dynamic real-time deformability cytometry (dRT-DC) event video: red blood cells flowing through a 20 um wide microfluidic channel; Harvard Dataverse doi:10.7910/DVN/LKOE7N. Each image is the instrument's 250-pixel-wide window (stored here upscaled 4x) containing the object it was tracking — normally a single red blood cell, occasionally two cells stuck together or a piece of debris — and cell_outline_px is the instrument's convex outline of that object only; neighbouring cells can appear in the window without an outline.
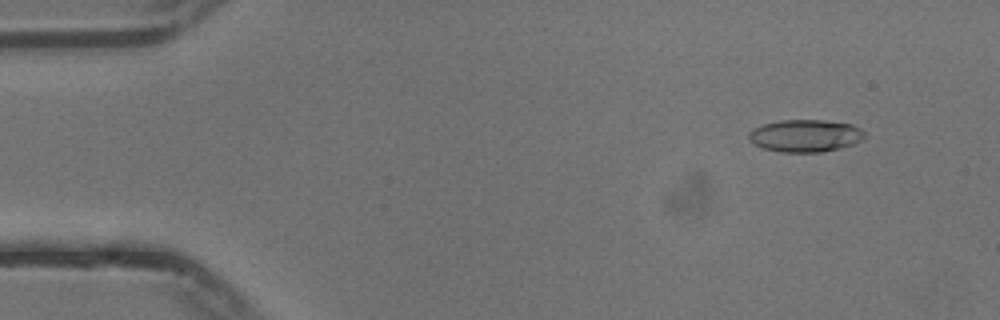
{"species": "common noctule bat (a hibernating species)", "species_latin": "Nyctalus noctula", "temperature_condition": "cold", "stored_images_in_passage": 54, "camera_frame_rate_fps": 3000, "um_per_image_px": 0.085, "animal": {"sex": "male", "body_mass_g": 13.3}, "frame": {"image": 1, "passage_image": 5, "time_ms": 1.333, "image_size_px": [1000, 320], "cell_outline_px": [[864, 136], [852, 144], [840, 148], [820, 152], [780, 152], [764, 148], [748, 140], [748, 132], [752, 128], [764, 124], [780, 120], [820, 120], [852, 124], [864, 132]], "centroid_in_image_um": [68.39, 11.53], "position_along_channel_um": 16.6, "area_um2": 21.62}}
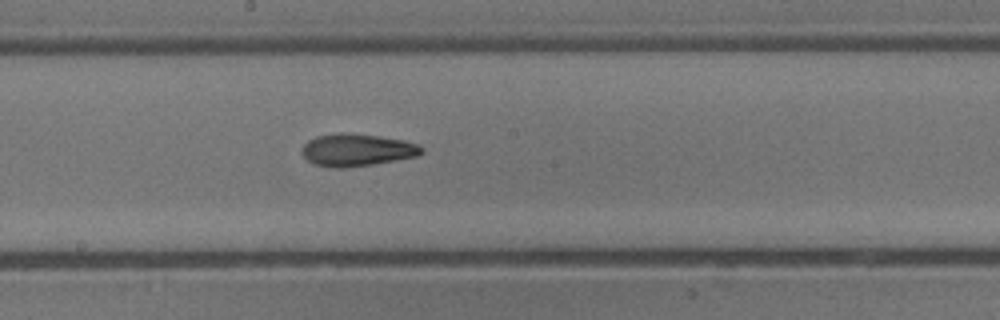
{"frame": {"image": 2, "passage_image": 29, "time_ms": 9.333, "image_size_px": [1000, 320], "cell_outline_px": [[424, 152], [416, 156], [372, 164], [344, 168], [336, 168], [312, 164], [304, 156], [304, 144], [308, 140], [316, 136], [336, 132], [340, 132], [380, 136], [404, 140], [420, 144], [424, 148]], "centroid_in_image_um": [30.36, 12.73], "position_along_channel_um": 217.8, "area_um2": 22.54}}
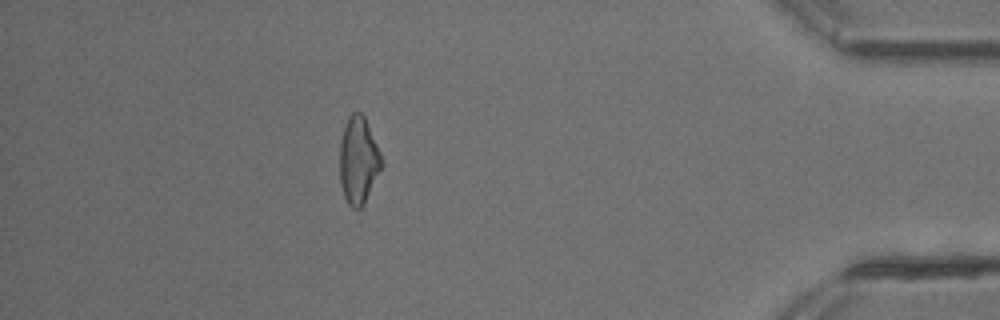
{"frame": {"image": 3, "passage_image": 48, "time_ms": 15.667, "image_size_px": [1000, 320], "cell_outline_px": [[384, 164], [364, 204], [360, 208], [352, 208], [348, 204], [344, 196], [340, 184], [340, 144], [344, 128], [348, 116], [352, 112], [360, 112], [364, 116], [384, 160]], "centroid_in_image_um": [30.48, 13.65], "position_along_channel_um": 404.7, "area_um2": 21.33}, "authors_computed_cell_mechanics": {"area_um2": 21.5016, "velocity_mm_per_s": 3.7476, "shape_relaxation_time_tau1_ms": 6.8367, "shape_relaxation_time_tau2_ms": 4.021, "deformation_change_tau1": 0.1638, "deformation_change_tau2": 0.119}}